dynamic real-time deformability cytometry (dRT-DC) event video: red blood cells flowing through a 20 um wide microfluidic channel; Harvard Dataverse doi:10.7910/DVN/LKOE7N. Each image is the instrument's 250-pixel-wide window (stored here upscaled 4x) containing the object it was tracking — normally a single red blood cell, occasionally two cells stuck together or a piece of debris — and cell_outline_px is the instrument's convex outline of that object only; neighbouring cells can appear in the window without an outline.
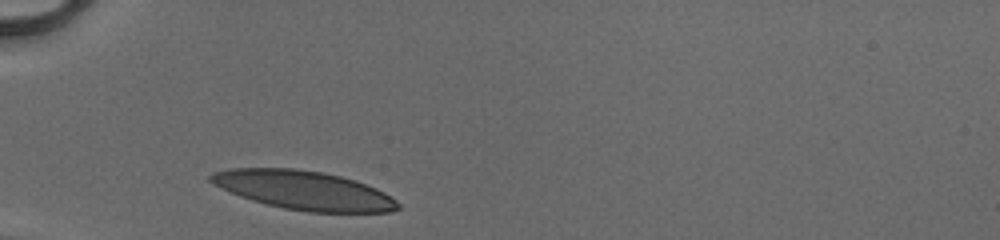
{"species": "human", "species_latin": "Homo sapiens", "temperature_condition": "cold", "stored_images_in_passage": 26, "camera_frame_rate_fps": 3000, "um_per_image_px": 0.085, "donor": {"sex": "male"}, "frame": {"image": 1, "passage_image": 1, "time_ms": 0.0, "image_size_px": [1000, 240], "cell_outline_px": [[400, 208], [388, 212], [308, 212], [284, 208], [252, 200], [240, 196], [208, 180], [208, 176], [212, 172], [232, 168], [296, 168], [320, 172], [340, 176], [356, 180], [376, 188], [384, 192], [396, 200], [400, 204]], "centroid_in_image_um": [25.85, 16.17], "position_along_channel_um": 59.2, "area_um2": 42.08}}
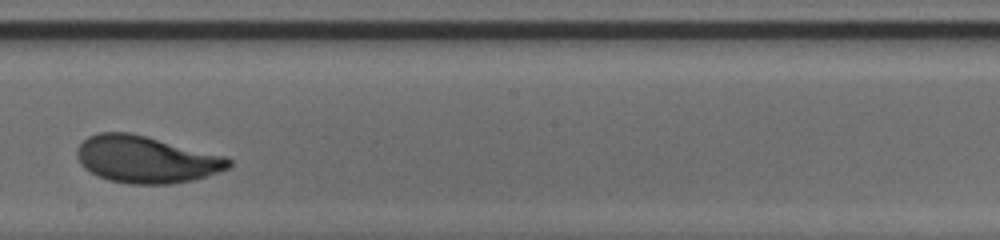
{"frame": {"image": 2, "passage_image": 15, "time_ms": 4.667, "image_size_px": [1000, 240], "cell_outline_px": [[232, 164], [228, 168], [196, 180], [172, 184], [128, 184], [108, 180], [84, 168], [80, 164], [76, 156], [76, 148], [88, 136], [100, 132], [128, 132], [224, 156], [232, 160]], "centroid_in_image_um": [12.39, 13.57], "position_along_channel_um": 235.8, "area_um2": 41.33}}
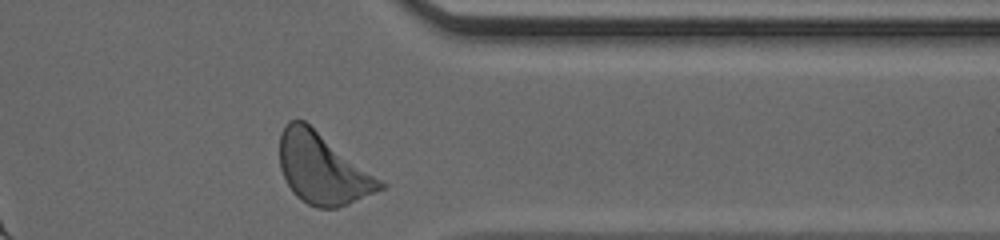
{"frame": {"image": 3, "passage_image": 26, "time_ms": 8.333, "image_size_px": [1000, 240], "cell_outline_px": [[388, 184], [384, 188], [376, 192], [348, 204], [336, 208], [316, 208], [300, 200], [292, 192], [280, 168], [280, 132], [288, 120], [304, 120], [384, 180]], "centroid_in_image_um": [27.44, 14.34], "position_along_channel_um": 384.0, "area_um2": 41.73}, "authors_computed_cell_mechanics": {"area_um2": 40.9802, "velocity_mm_per_s": 4.1137, "shape_relaxation_time_tau1_ms": 3.0924, "shape_relaxation_time_tau2_ms": 0.8824, "deformation_change_tau1": 0.1801, "deformation_change_tau2": 0.0763}}